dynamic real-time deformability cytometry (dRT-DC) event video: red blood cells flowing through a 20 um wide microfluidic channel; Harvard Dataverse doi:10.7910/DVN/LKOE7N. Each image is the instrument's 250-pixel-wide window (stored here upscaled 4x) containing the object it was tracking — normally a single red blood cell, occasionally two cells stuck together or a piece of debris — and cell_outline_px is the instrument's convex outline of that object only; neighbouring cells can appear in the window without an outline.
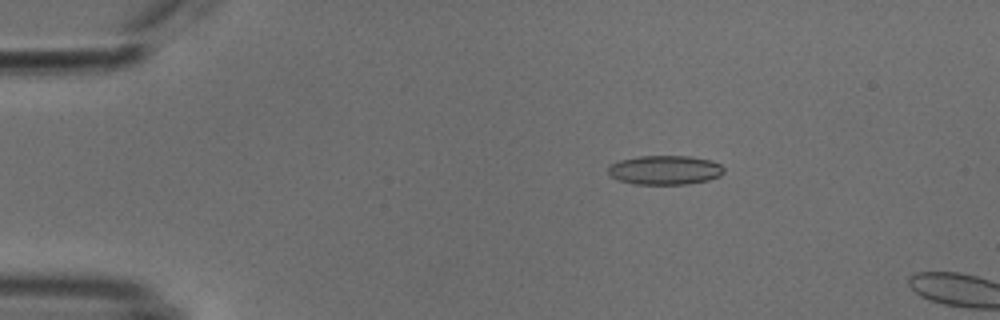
{"species": "common noctule bat (a hibernating species)", "species_latin": "Nyctalus noctula", "temperature_condition": "cold", "stored_images_in_passage": 12, "camera_frame_rate_fps": 3000, "um_per_image_px": 0.085, "animal": {"sex": "male", "body_mass_g": 18.8}, "frame": {"image": 1, "passage_image": 10, "time_ms": 3.0, "image_size_px": [1000, 320], "cell_outline_px": [[724, 172], [720, 176], [708, 180], [688, 184], [636, 184], [620, 180], [608, 176], [608, 164], [620, 160], [640, 156], [688, 156], [712, 160], [720, 164], [724, 168]], "centroid_in_image_um": [56.51, 14.45], "position_along_channel_um": 28.5, "area_um2": 19.83}}